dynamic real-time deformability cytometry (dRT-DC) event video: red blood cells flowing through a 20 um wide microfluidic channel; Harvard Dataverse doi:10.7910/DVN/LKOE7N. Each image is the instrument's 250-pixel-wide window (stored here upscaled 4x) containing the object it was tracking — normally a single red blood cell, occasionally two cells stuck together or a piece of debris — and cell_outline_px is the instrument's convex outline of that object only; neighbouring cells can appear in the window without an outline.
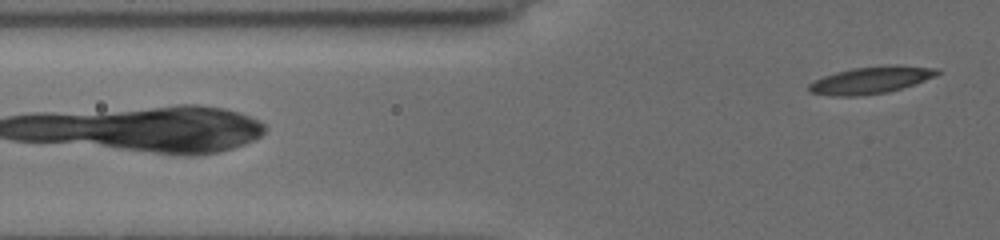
{"species": "common noctule bat (a hibernating species)", "species_latin": "Nyctalus noctula", "temperature_condition": "cold", "stored_images_in_passage": 4, "camera_frame_rate_fps": 3000, "um_per_image_px": 0.085, "animal": {"sex": "female", "body_mass_g": 19.5, "forearm_length_mm": 54.1}, "frame": {"image": 1, "passage_image": 4, "time_ms": 2.333, "image_size_px": [1000, 240], "cell_outline_px": [[940, 72], [936, 76], [888, 92], [856, 96], [832, 96], [808, 92], [808, 84], [824, 76], [836, 72], [852, 68], [896, 64], [940, 68]], "centroid_in_image_um": [74.03, 6.79], "position_along_channel_um": 51.8, "area_um2": 20.23}}